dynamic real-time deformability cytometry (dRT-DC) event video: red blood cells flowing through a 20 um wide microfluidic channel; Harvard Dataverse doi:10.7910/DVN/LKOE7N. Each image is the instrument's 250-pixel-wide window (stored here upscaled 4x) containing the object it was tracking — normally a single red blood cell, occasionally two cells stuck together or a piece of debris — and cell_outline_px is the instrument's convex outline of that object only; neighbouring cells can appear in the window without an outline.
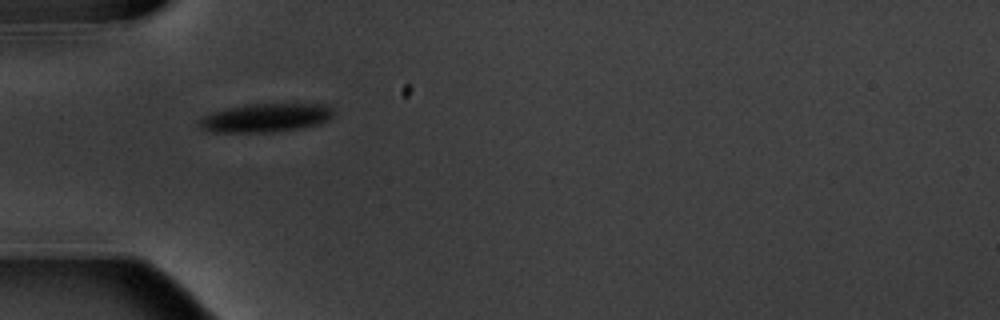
{"species": "common noctule bat (a hibernating species)", "species_latin": "Nyctalus noctula", "temperature_condition": "warm", "stored_images_in_passage": 8, "camera_frame_rate_fps": 3000, "um_per_image_px": 0.085, "animal": {"sex": "male", "body_mass_g": 20.1, "forearm_length_mm": 53.5}, "frame": {"image": 1, "passage_image": 1, "time_ms": 0.0, "image_size_px": [1000, 320], "cell_outline_px": [[332, 116], [320, 124], [272, 132], [208, 132], [200, 128], [196, 124], [204, 116], [212, 112], [228, 108], [248, 104], [324, 104], [332, 108]], "centroid_in_image_um": [22.52, 10.01], "position_along_channel_um": 62.5, "area_um2": 22.2}}
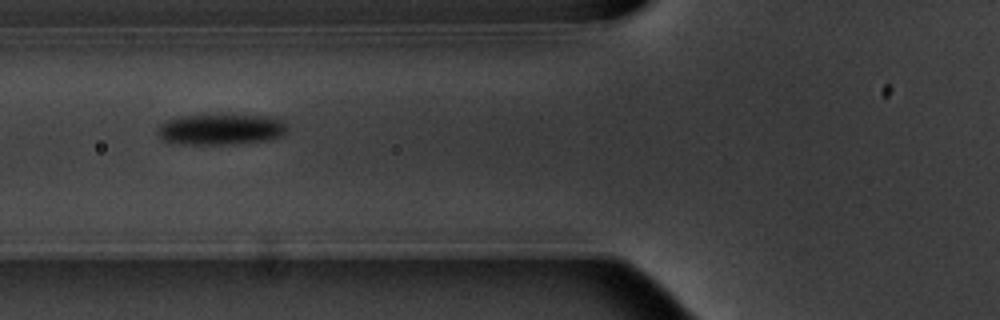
{"frame": {"image": 2, "passage_image": 2, "time_ms": 1.333, "image_size_px": [1000, 320], "cell_outline_px": [[288, 128], [284, 136], [272, 140], [232, 144], [172, 144], [164, 140], [156, 132], [156, 128], [160, 124], [168, 120], [184, 116], [276, 116]], "centroid_in_image_um": [18.8, 11.02], "position_along_channel_um": 107.0, "area_um2": 23.29}}
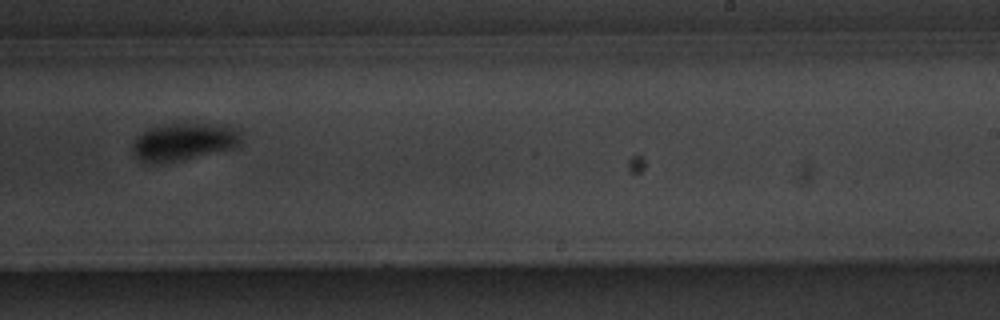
{"frame": {"image": 3, "passage_image": 6, "time_ms": 6.0, "image_size_px": [1000, 320], "cell_outline_px": [[240, 144], [236, 148], [180, 160], [160, 164], [152, 164], [140, 160], [132, 152], [132, 144], [148, 128], [168, 124], [232, 124], [240, 128]], "centroid_in_image_um": [15.69, 12.05], "position_along_channel_um": 273.3, "area_um2": 23.93}}